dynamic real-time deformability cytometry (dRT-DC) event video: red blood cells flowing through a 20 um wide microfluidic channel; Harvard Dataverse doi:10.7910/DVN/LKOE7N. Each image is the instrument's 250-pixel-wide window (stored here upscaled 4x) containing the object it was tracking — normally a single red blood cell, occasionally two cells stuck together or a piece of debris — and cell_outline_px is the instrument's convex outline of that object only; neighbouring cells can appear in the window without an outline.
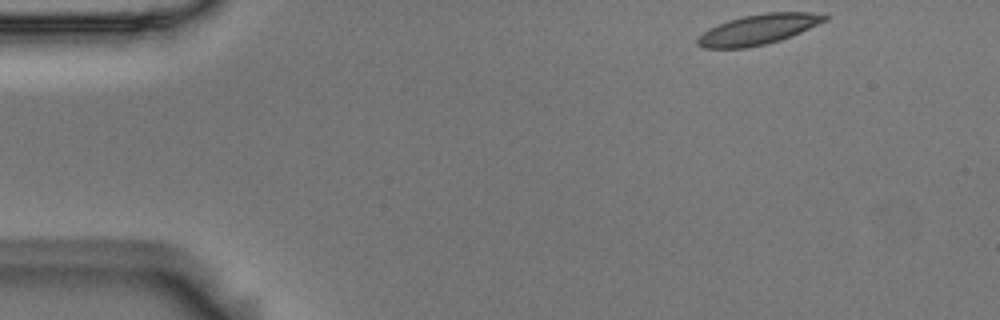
{"species": "Egyptian fruit bat (a non-hibernating species)", "species_latin": "Rousettus aegyptiacus", "temperature_condition": "room temperature", "stored_images_in_passage": 12, "camera_frame_rate_fps": 3000, "um_per_image_px": 0.085, "animal": {"sex": "male"}, "frame": {"image": 1, "passage_image": 1, "time_ms": 0.0, "image_size_px": [1000, 320], "cell_outline_px": [[828, 20], [800, 32], [780, 40], [764, 44], [744, 48], [704, 48], [696, 44], [696, 40], [708, 28], [728, 20], [744, 16], [768, 12], [812, 12], [828, 16]], "centroid_in_image_um": [64.44, 2.5], "position_along_channel_um": 20.6, "area_um2": 22.14}}
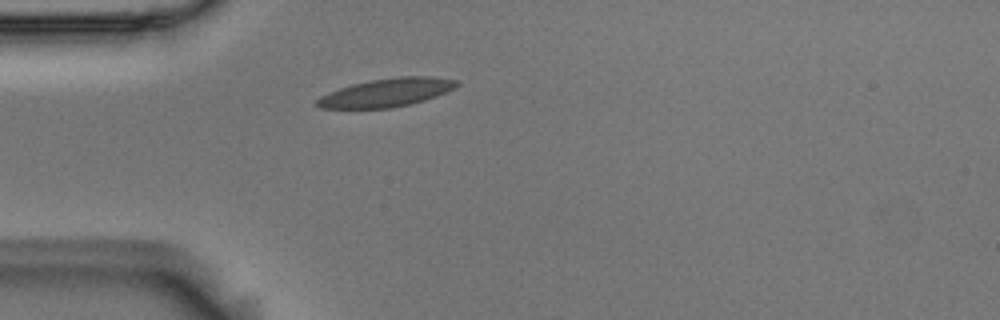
{"frame": {"image": 2, "passage_image": 10, "time_ms": 3.0, "image_size_px": [1000, 320], "cell_outline_px": [[460, 84], [436, 96], [424, 100], [408, 104], [388, 108], [320, 108], [316, 104], [316, 100], [320, 96], [328, 92], [352, 84], [368, 80], [396, 76], [432, 76], [460, 80]], "centroid_in_image_um": [32.85, 7.85], "position_along_channel_um": 52.1, "area_um2": 23.0}}